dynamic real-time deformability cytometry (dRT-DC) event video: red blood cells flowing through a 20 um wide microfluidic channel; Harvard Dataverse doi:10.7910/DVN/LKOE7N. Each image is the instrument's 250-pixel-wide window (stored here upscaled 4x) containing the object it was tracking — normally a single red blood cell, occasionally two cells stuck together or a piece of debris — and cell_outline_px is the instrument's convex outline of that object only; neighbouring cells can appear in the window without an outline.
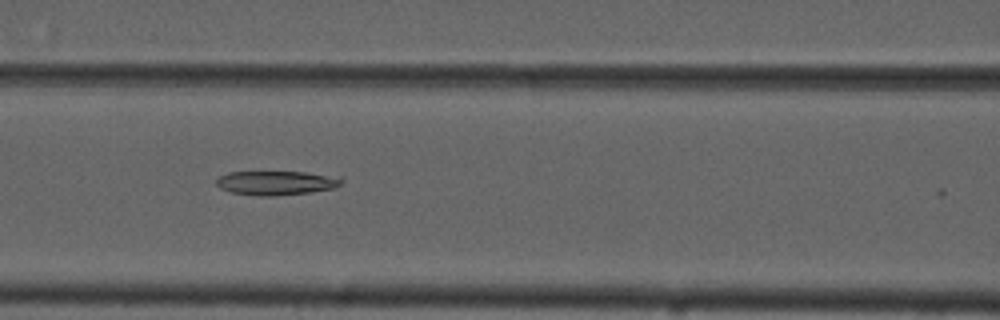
{"species": "common noctule bat (a hibernating species)", "species_latin": "Nyctalus noctula", "temperature_condition": "cold", "stored_images_in_passage": 13, "camera_frame_rate_fps": 3000, "um_per_image_px": 0.085, "animal": {"sex": "male", "forearm_length_mm": 52.5}, "frame": {"image": 1, "passage_image": 9, "time_ms": 2.667, "image_size_px": [1000, 320], "cell_outline_px": [[344, 180], [336, 188], [308, 192], [272, 196], [260, 196], [232, 192], [220, 188], [216, 184], [216, 176], [228, 172], [304, 172], [344, 176]], "centroid_in_image_um": [23.51, 15.53], "position_along_channel_um": 143.1, "area_um2": 17.8}}
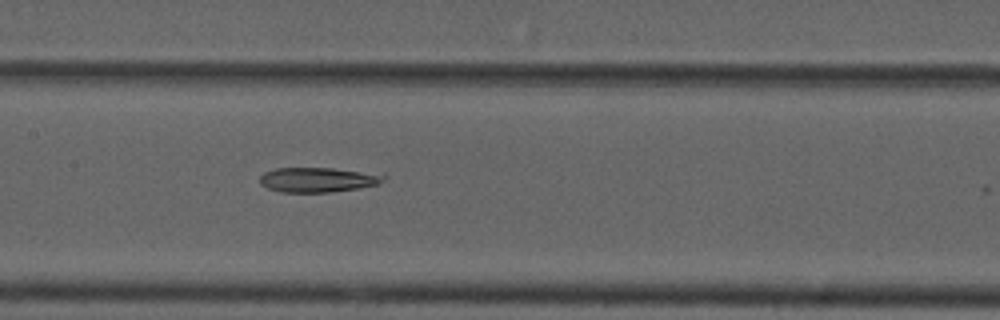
{"frame": {"image": 2, "passage_image": 12, "time_ms": 3.667, "image_size_px": [1000, 320], "cell_outline_px": [[388, 176], [376, 184], [356, 188], [328, 192], [280, 192], [268, 188], [260, 184], [260, 176], [264, 172], [276, 168], [332, 168], [384, 172]], "centroid_in_image_um": [27.07, 15.25], "position_along_channel_um": 180.3, "area_um2": 18.09}}